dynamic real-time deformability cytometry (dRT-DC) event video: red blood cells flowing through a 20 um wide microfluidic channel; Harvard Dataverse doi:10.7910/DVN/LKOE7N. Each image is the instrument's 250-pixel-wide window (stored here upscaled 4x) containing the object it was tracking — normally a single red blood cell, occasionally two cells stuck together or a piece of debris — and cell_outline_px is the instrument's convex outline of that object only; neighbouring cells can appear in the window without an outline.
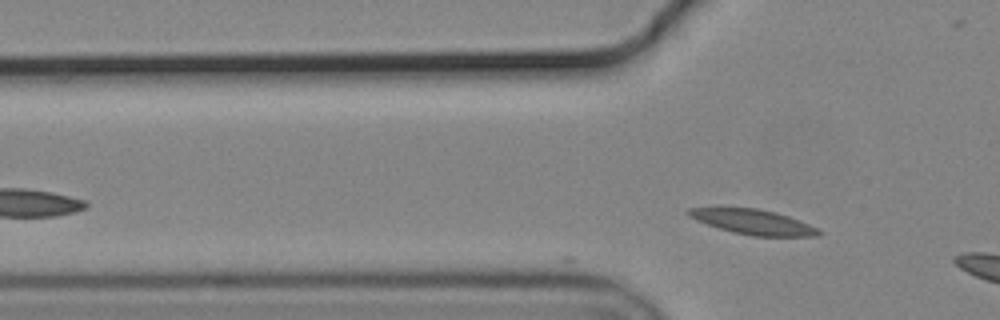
{"species": "common noctule bat (a hibernating species)", "species_latin": "Nyctalus noctula", "temperature_condition": "cold", "stored_images_in_passage": 6, "camera_frame_rate_fps": 3000, "um_per_image_px": 0.085, "animal": {"sex": "male", "body_mass_g": 19.2, "forearm_length_mm": 51.8}, "frame": {"image": 1, "passage_image": 6, "time_ms": 1.667, "image_size_px": [1000, 320], "cell_outline_px": [[824, 232], [820, 236], [752, 236], [732, 232], [696, 220], [688, 216], [684, 212], [688, 208], [756, 208], [776, 212], [788, 216], [808, 224]], "centroid_in_image_um": [64.02, 18.87], "position_along_channel_um": 61.8, "area_um2": 18.79}}